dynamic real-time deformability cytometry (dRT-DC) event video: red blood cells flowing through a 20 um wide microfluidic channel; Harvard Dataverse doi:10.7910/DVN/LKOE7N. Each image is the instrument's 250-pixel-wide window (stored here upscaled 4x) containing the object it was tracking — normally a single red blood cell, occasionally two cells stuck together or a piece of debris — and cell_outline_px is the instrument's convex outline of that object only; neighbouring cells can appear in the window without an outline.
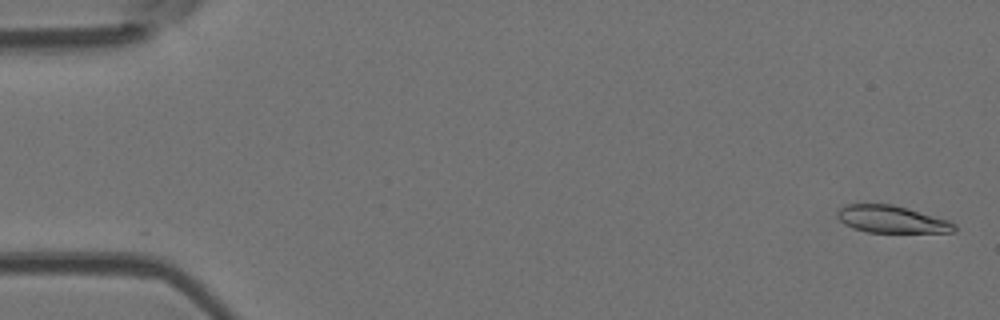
{"species": "Egyptian fruit bat (a non-hibernating species)", "species_latin": "Rousettus aegyptiacus", "temperature_condition": "room temperature", "stored_images_in_passage": 53, "camera_frame_rate_fps": 3000, "um_per_image_px": 0.085, "animal": {"sex": "female"}, "frame": {"image": 1, "passage_image": 2, "time_ms": 0.333, "image_size_px": [1000, 320], "cell_outline_px": [[956, 232], [868, 232], [852, 228], [844, 224], [836, 216], [836, 212], [844, 204], [892, 204], [908, 208], [948, 220], [956, 224]], "centroid_in_image_um": [75.77, 18.63], "position_along_channel_um": 9.2, "area_um2": 18.61}}
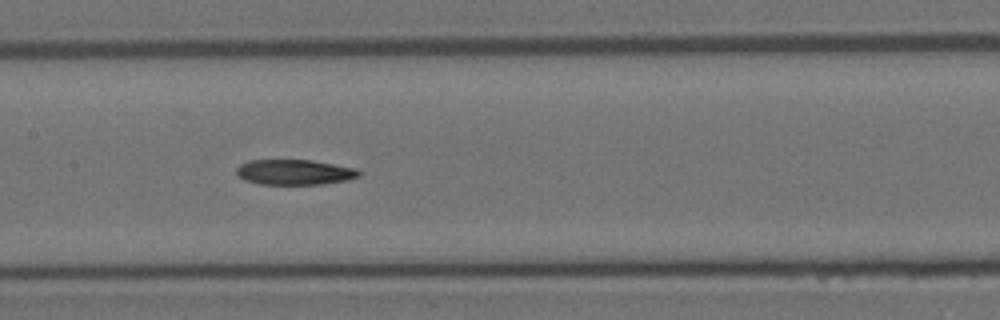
{"frame": {"image": 2, "passage_image": 26, "time_ms": 8.333, "image_size_px": [1000, 320], "cell_outline_px": [[360, 176], [348, 180], [320, 184], [260, 184], [244, 180], [236, 172], [236, 168], [240, 164], [248, 160], [312, 160], [356, 168], [360, 172]], "centroid_in_image_um": [25.03, 14.63], "position_along_channel_um": 182.4, "area_um2": 18.03}}
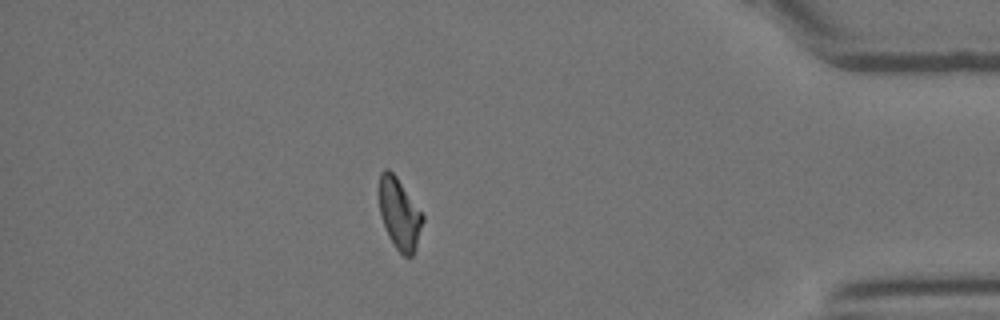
{"frame": {"image": 3, "passage_image": 46, "time_ms": 15.0, "image_size_px": [1000, 320], "cell_outline_px": [[424, 220], [416, 248], [412, 256], [404, 256], [396, 248], [388, 236], [380, 216], [380, 172], [384, 168], [388, 168], [396, 176], [424, 216]], "centroid_in_image_um": [33.96, 18.19], "position_along_channel_um": 401.2, "area_um2": 17.86}, "authors_computed_cell_mechanics": {"area_um2": 18.8428, "velocity_mm_per_s": 3.8853, "shape_relaxation_time_tau1_ms": 7.2259, "shape_relaxation_time_tau2_ms": null, "deformation_change_tau1": 0.169, "deformation_change_tau2": null}}